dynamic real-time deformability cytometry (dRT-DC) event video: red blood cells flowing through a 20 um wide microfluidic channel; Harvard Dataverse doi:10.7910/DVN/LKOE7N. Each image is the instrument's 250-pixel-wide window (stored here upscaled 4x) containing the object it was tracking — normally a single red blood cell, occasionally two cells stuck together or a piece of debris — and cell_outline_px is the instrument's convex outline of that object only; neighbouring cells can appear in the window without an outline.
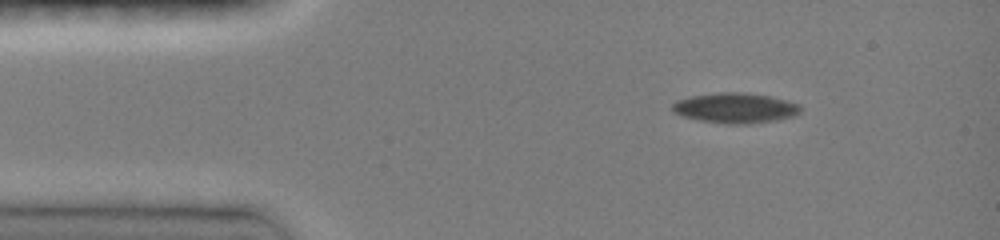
{"species": "common noctule bat (a hibernating species)", "species_latin": "Nyctalus noctula", "temperature_condition": "room temperature", "stored_images_in_passage": 41, "camera_frame_rate_fps": 3000, "um_per_image_px": 0.085, "animal": {"sex": "female", "body_mass_g": 19.0, "forearm_length_mm": 51.5}, "frame": {"image": 1, "passage_image": 1, "time_ms": 0.0, "image_size_px": [1000, 240], "cell_outline_px": [[800, 112], [792, 116], [776, 120], [748, 124], [728, 124], [700, 120], [680, 116], [672, 112], [672, 104], [676, 100], [692, 96], [720, 92], [740, 92], [768, 96], [800, 104]], "centroid_in_image_um": [62.45, 9.18], "position_along_channel_um": 22.5, "area_um2": 22.43}}
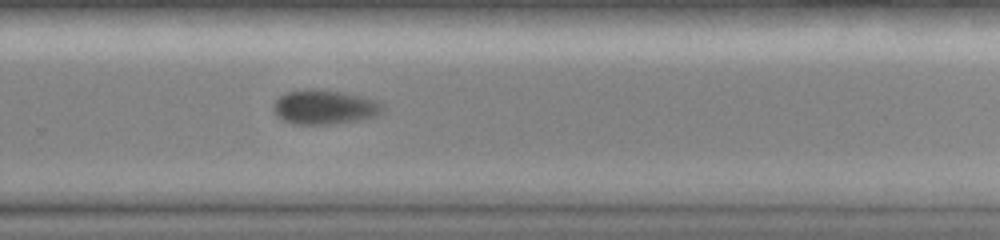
{"frame": {"image": 2, "passage_image": 26, "time_ms": 8.333, "image_size_px": [1000, 240], "cell_outline_px": [[388, 108], [384, 112], [376, 116], [360, 120], [336, 124], [292, 124], [276, 116], [272, 112], [272, 104], [280, 96], [288, 92], [308, 88], [312, 88], [344, 92], [376, 100], [384, 104]], "centroid_in_image_um": [27.61, 9.11], "position_along_channel_um": 302.2, "area_um2": 22.43}}
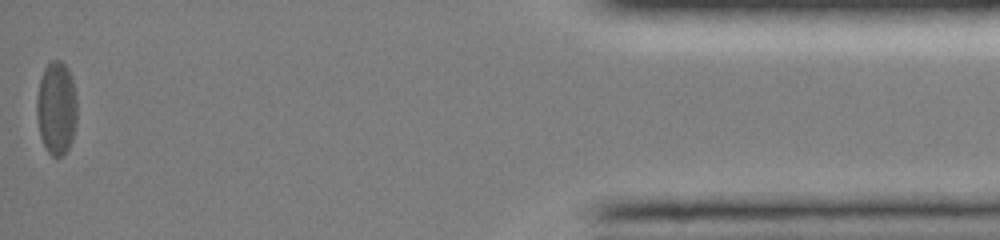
{"frame": {"image": 3, "passage_image": 41, "time_ms": 13.333, "image_size_px": [1000, 240], "cell_outline_px": [[76, 124], [72, 140], [68, 148], [60, 156], [52, 156], [48, 152], [40, 136], [36, 116], [36, 100], [40, 80], [44, 68], [52, 60], [60, 60], [68, 68], [72, 76], [76, 96]], "centroid_in_image_um": [4.79, 9.17], "position_along_channel_um": 430.4, "area_um2": 22.02}, "authors_computed_cell_mechanics": {"area_um2": 22.4264, "velocity_mm_per_s": 4.071, "shape_relaxation_time_tau1_ms": 5.27, "shape_relaxation_time_tau2_ms": null, "deformation_change_tau1": 0.1298, "deformation_change_tau2": null}}